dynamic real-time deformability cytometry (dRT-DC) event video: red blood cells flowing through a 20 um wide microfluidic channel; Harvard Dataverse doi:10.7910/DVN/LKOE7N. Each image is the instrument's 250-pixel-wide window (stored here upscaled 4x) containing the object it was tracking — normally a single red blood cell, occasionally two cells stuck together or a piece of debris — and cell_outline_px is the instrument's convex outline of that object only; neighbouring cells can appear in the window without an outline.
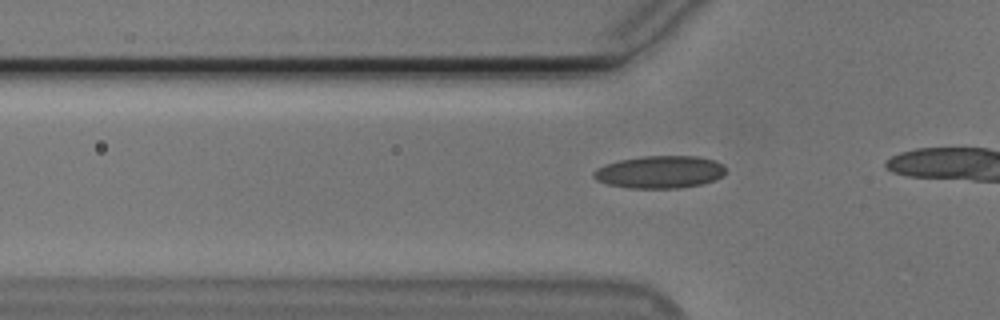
{"species": "Egyptian fruit bat (a non-hibernating species)", "species_latin": "Rousettus aegyptiacus", "temperature_condition": "cold", "stored_images_in_passage": 19, "camera_frame_rate_fps": 3000, "um_per_image_px": 0.085, "animal": {"sex": "male"}, "frame": {"image": 1, "passage_image": 13, "time_ms": 4.0, "image_size_px": [1000, 320], "cell_outline_px": [[724, 176], [716, 180], [700, 184], [680, 188], [628, 188], [608, 184], [596, 180], [592, 176], [592, 172], [596, 168], [604, 164], [620, 160], [644, 156], [696, 156], [712, 160], [724, 164]], "centroid_in_image_um": [56.06, 14.62], "position_along_channel_um": 69.7, "area_um2": 25.09}}
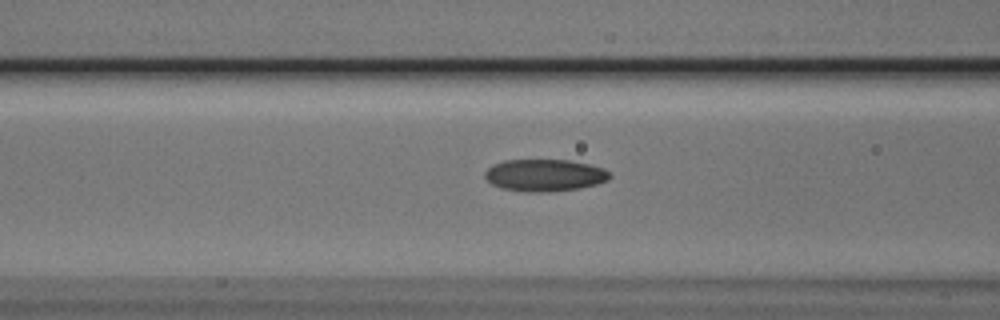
{"frame": {"image": 2, "passage_image": 17, "time_ms": 5.333, "image_size_px": [1000, 320], "cell_outline_px": [[612, 176], [608, 180], [596, 184], [580, 188], [540, 192], [536, 192], [504, 188], [492, 184], [484, 176], [484, 172], [488, 168], [504, 160], [568, 160], [588, 164], [604, 168]], "centroid_in_image_um": [46.32, 14.88], "position_along_channel_um": 120.3, "area_um2": 22.95}}